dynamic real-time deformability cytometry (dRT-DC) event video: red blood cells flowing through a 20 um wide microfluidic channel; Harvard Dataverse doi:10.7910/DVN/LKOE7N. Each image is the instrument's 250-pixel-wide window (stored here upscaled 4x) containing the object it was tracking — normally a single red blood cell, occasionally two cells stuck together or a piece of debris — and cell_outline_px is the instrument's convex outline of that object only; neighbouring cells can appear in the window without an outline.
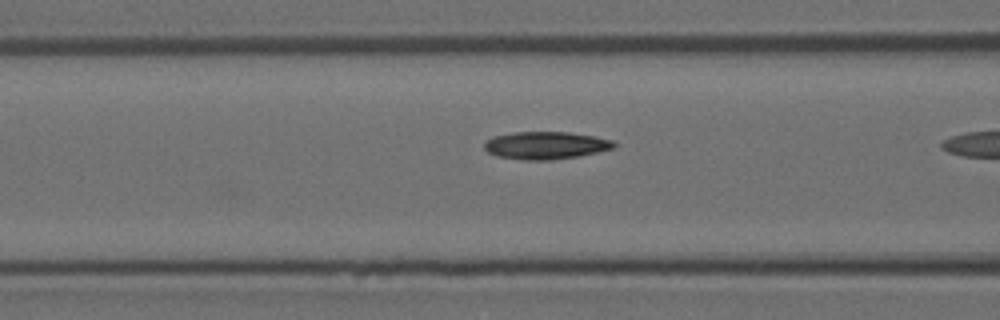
{"species": "Egyptian fruit bat (a non-hibernating species)", "species_latin": "Rousettus aegyptiacus", "temperature_condition": "room temperature", "stored_images_in_passage": 7, "camera_frame_rate_fps": 3000, "um_per_image_px": 0.085, "animal": {"sex": "female"}, "frame": {"image": 1, "passage_image": 6, "time_ms": 1.667, "image_size_px": [1000, 320], "cell_outline_px": [[616, 148], [576, 156], [548, 160], [524, 160], [496, 156], [488, 152], [484, 148], [484, 144], [492, 136], [512, 132], [568, 132], [592, 136], [612, 140], [616, 144]], "centroid_in_image_um": [46.35, 12.35], "position_along_channel_um": 120.2, "area_um2": 20.69}}